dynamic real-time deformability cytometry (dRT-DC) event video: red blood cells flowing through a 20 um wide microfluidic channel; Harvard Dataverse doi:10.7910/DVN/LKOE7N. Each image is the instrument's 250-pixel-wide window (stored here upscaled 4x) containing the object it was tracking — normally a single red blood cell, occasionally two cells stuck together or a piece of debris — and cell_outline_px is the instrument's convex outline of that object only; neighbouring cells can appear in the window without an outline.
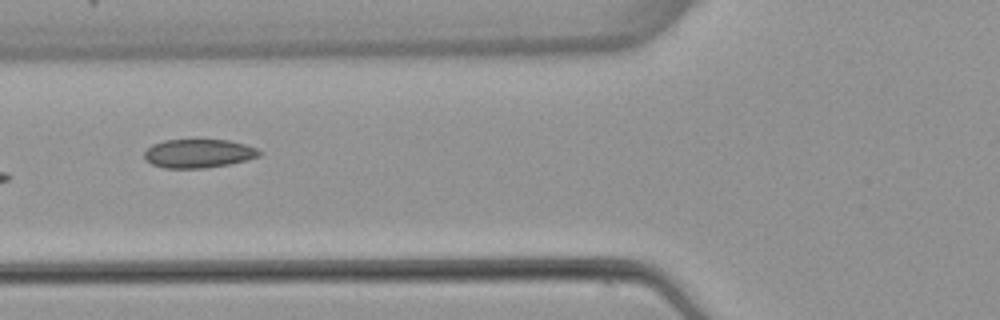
{"species": "common noctule bat (a hibernating species)", "species_latin": "Nyctalus noctula", "temperature_condition": "warm", "stored_images_in_passage": 5, "camera_frame_rate_fps": 3000, "um_per_image_px": 0.085, "animal": {"sex": "female", "body_mass_g": 22.7, "forearm_length_mm": 54.2}, "frame": {"image": 1, "passage_image": 5, "time_ms": 5.667, "image_size_px": [1000, 320], "cell_outline_px": [[264, 152], [260, 156], [248, 160], [208, 168], [164, 168], [152, 164], [144, 160], [144, 152], [152, 144], [164, 140], [196, 136], [228, 140], [244, 144], [256, 148]], "centroid_in_image_um": [16.87, 12.99], "position_along_channel_um": 108.9, "area_um2": 20.29}}